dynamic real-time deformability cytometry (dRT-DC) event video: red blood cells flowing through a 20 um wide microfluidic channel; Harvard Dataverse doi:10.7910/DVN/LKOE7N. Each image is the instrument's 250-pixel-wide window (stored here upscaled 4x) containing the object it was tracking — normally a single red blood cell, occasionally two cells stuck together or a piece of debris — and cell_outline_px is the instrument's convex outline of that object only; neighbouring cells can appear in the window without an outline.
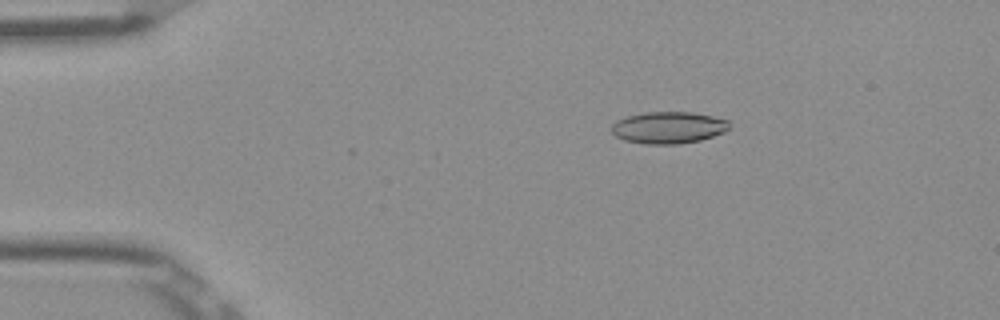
{"species": "Egyptian fruit bat (a non-hibernating species)", "species_latin": "Rousettus aegyptiacus", "temperature_condition": "room temperature", "stored_images_in_passage": 45, "camera_frame_rate_fps": 3000, "um_per_image_px": 0.085, "frame": {"image": 1, "passage_image": 2, "time_ms": 0.333, "image_size_px": [1000, 320], "cell_outline_px": [[728, 128], [724, 132], [700, 140], [680, 144], [644, 144], [624, 140], [616, 136], [612, 132], [612, 124], [616, 120], [628, 116], [648, 112], [692, 112], [712, 116], [728, 120]], "centroid_in_image_um": [56.8, 10.85], "position_along_channel_um": 28.2, "area_um2": 21.73}}
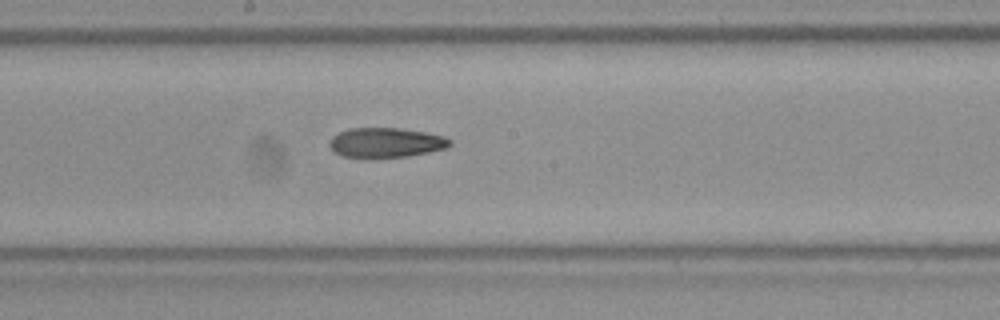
{"frame": {"image": 2, "passage_image": 21, "time_ms": 6.667, "image_size_px": [1000, 320], "cell_outline_px": [[452, 144], [448, 148], [408, 156], [368, 160], [340, 156], [328, 144], [332, 136], [348, 128], [400, 128], [424, 132], [444, 136], [452, 140]], "centroid_in_image_um": [32.78, 12.15], "position_along_channel_um": 215.4, "area_um2": 21.5}}
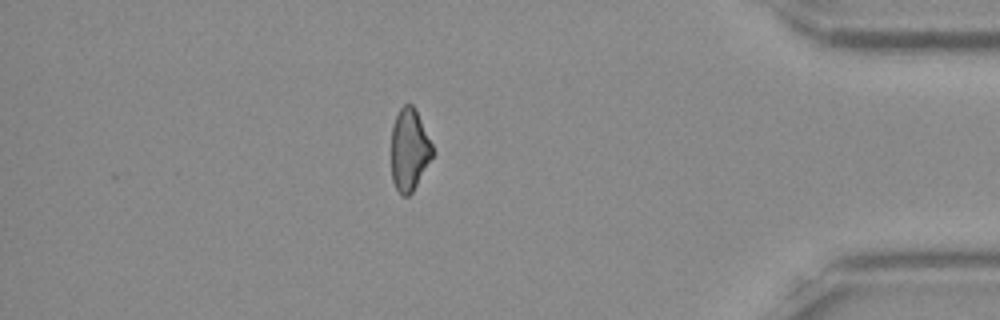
{"frame": {"image": 3, "passage_image": 38, "time_ms": 12.333, "image_size_px": [1000, 320], "cell_outline_px": [[432, 156], [412, 192], [408, 196], [404, 196], [396, 188], [392, 180], [392, 124], [400, 108], [404, 104], [412, 104], [416, 108], [432, 144]], "centroid_in_image_um": [34.78, 12.69], "position_along_channel_um": 400.4, "area_um2": 19.42}, "authors_computed_cell_mechanics": {"area_um2": 21.3282, "velocity_mm_per_s": 3.9233, "shape_relaxation_time_tau1_ms": null, "shape_relaxation_time_tau2_ms": 3.9238, "deformation_change_tau1": null, "deformation_change_tau2": 0.1233}}